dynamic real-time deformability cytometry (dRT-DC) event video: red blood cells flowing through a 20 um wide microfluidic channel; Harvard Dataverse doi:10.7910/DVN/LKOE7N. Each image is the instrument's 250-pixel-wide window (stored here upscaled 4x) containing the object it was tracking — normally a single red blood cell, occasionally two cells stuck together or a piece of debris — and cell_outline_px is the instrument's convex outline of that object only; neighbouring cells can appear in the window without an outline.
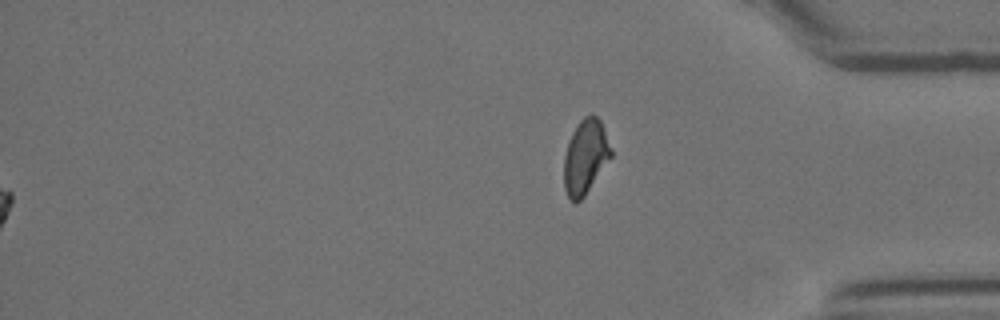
{"species": "Egyptian fruit bat (a non-hibernating species)", "species_latin": "Rousettus aegyptiacus", "temperature_condition": "room temperature", "stored_images_in_passage": 58, "segment_of_instrument_passage": [2, 2], "camera_frame_rate_fps": 3000, "um_per_image_px": 0.085, "animal": {"sex": "female"}, "frame": {"image": 1, "passage_image": 58, "time_ms": 19.0, "image_size_px": [1000, 320], "cell_outline_px": [[612, 156], [584, 196], [576, 204], [568, 196], [564, 188], [564, 156], [568, 140], [572, 132], [580, 120], [584, 116], [592, 112], [600, 120], [604, 128], [612, 148]], "centroid_in_image_um": [49.76, 13.29], "position_along_channel_um": 385.4, "area_um2": 20.52}}